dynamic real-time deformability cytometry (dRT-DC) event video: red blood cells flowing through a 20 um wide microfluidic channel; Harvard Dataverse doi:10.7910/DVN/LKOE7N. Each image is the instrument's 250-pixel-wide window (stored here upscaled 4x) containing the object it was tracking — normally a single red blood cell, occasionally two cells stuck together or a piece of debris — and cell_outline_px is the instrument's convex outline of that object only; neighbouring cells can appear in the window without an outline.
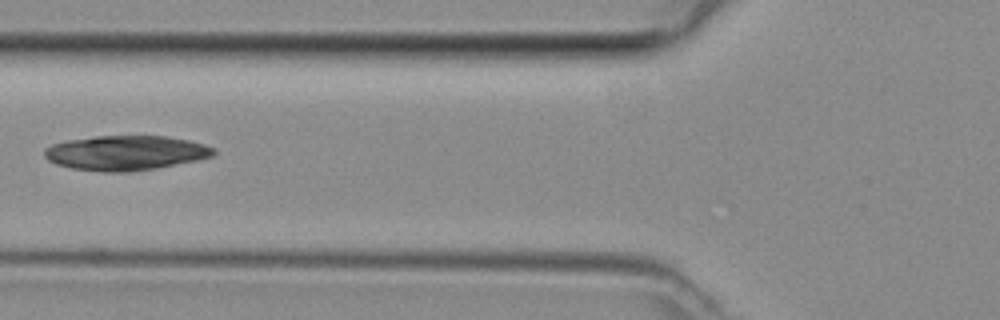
{"species": "common noctule bat (a hibernating species)", "species_latin": "Nyctalus noctula", "temperature_condition": "room temperature", "stored_images_in_passage": 5, "camera_frame_rate_fps": 3000, "um_per_image_px": 0.085, "animal": {"sex": "female", "body_mass_g": 29.2, "forearm_length_mm": 56.3}, "frame": {"image": 1, "passage_image": 5, "time_ms": 1.333, "image_size_px": [1000, 320], "cell_outline_px": [[216, 152], [212, 156], [196, 160], [156, 168], [128, 172], [100, 172], [72, 168], [56, 164], [48, 160], [44, 156], [44, 148], [52, 144], [68, 140], [96, 136], [164, 136], [188, 140], [204, 144], [216, 148]], "centroid_in_image_um": [10.67, 13.0], "position_along_channel_um": 115.1, "area_um2": 34.22}}